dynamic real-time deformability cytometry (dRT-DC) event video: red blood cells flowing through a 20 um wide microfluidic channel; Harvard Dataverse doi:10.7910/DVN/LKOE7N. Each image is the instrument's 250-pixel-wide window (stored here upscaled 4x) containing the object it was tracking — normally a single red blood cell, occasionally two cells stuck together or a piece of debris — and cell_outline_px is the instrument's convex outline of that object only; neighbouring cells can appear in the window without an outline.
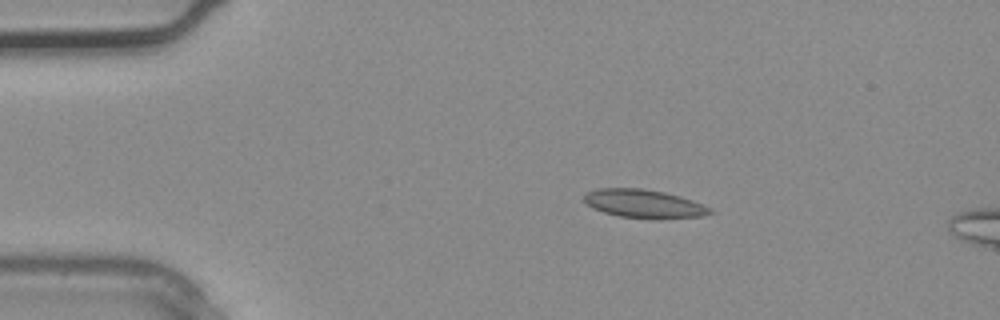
{"species": "common noctule bat (a hibernating species)", "species_latin": "Nyctalus noctula", "temperature_condition": "warm", "stored_images_in_passage": 4, "camera_frame_rate_fps": 3000, "um_per_image_px": 0.085, "animal": {"sex": "male", "body_mass_g": 20.4}, "frame": {"image": 1, "passage_image": 4, "time_ms": 1.0, "image_size_px": [1000, 320], "cell_outline_px": [[712, 212], [700, 216], [656, 220], [620, 216], [604, 212], [592, 208], [584, 200], [584, 196], [588, 192], [596, 188], [644, 188], [664, 192], [680, 196], [692, 200], [712, 208]], "centroid_in_image_um": [54.74, 17.32], "position_along_channel_um": 30.3, "area_um2": 20.98}}